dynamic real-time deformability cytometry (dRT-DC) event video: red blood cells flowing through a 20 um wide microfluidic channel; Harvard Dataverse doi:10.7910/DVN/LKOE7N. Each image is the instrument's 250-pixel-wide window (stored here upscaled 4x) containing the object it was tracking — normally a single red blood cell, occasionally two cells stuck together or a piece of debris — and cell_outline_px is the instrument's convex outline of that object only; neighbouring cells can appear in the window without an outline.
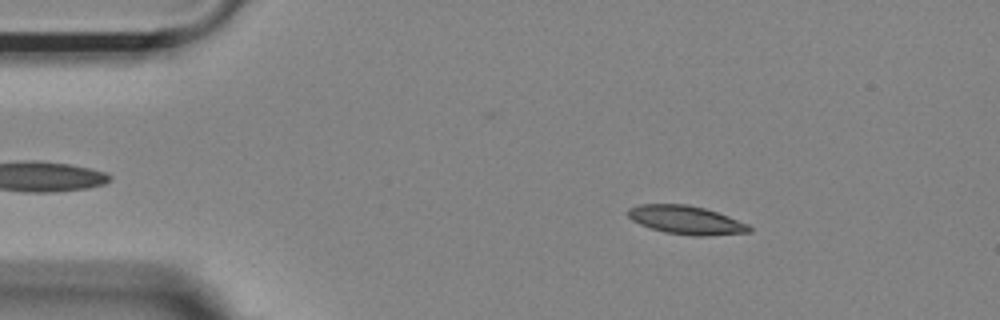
{"species": "Egyptian fruit bat (a non-hibernating species)", "species_latin": "Rousettus aegyptiacus", "temperature_condition": "room temperature", "stored_images_in_passage": 54, "camera_frame_rate_fps": 3000, "um_per_image_px": 0.085, "animal": {"sex": "female"}, "frame": {"image": 1, "passage_image": 9, "time_ms": 2.667, "image_size_px": [1000, 320], "cell_outline_px": [[752, 232], [704, 236], [696, 236], [664, 232], [640, 224], [632, 220], [628, 216], [628, 208], [640, 204], [688, 204], [704, 208], [728, 216], [748, 224], [752, 228]], "centroid_in_image_um": [58.33, 18.7], "position_along_channel_um": 26.7, "area_um2": 20.06}}
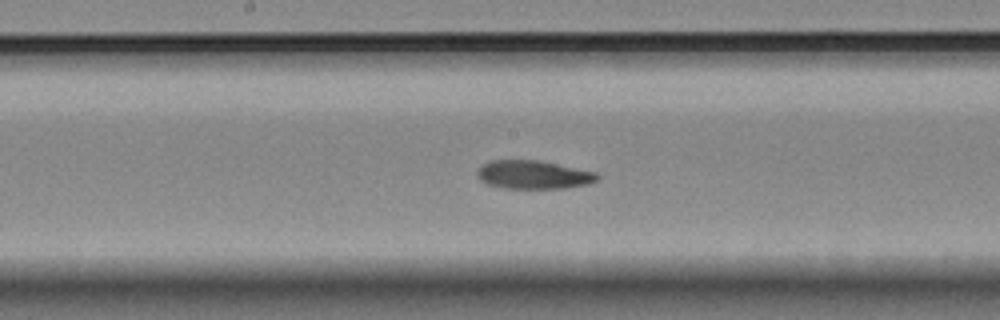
{"frame": {"image": 2, "passage_image": 28, "time_ms": 9.0, "image_size_px": [1000, 320], "cell_outline_px": [[600, 180], [588, 184], [564, 188], [504, 188], [488, 184], [480, 180], [476, 176], [476, 172], [488, 160], [540, 160], [596, 172], [600, 176]], "centroid_in_image_um": [45.36, 14.85], "position_along_channel_um": 202.8, "area_um2": 20.0}}
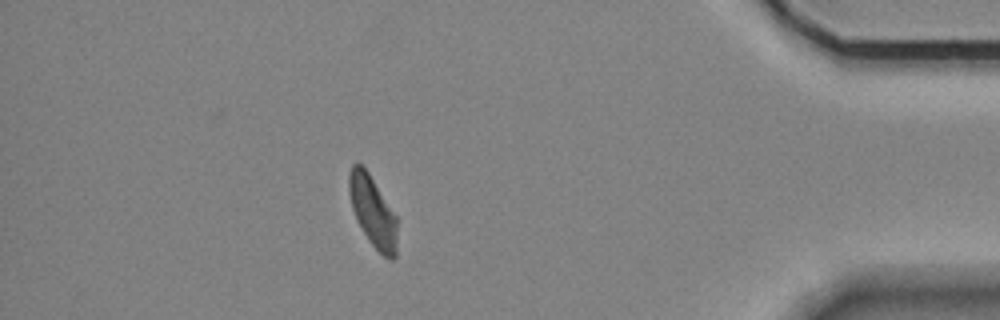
{"frame": {"image": 3, "passage_image": 48, "time_ms": 15.667, "image_size_px": [1000, 320], "cell_outline_px": [[396, 256], [392, 260], [388, 260], [368, 240], [356, 220], [352, 208], [348, 188], [348, 172], [352, 164], [356, 160], [368, 172], [396, 216]], "centroid_in_image_um": [31.65, 17.95], "position_along_channel_um": 403.5, "area_um2": 19.77}, "authors_computed_cell_mechanics": {"area_um2": 20.0566, "velocity_mm_per_s": 3.6724, "shape_relaxation_time_tau1_ms": null, "shape_relaxation_time_tau2_ms": 6.1032, "deformation_change_tau1": null, "deformation_change_tau2": 0.1276}}